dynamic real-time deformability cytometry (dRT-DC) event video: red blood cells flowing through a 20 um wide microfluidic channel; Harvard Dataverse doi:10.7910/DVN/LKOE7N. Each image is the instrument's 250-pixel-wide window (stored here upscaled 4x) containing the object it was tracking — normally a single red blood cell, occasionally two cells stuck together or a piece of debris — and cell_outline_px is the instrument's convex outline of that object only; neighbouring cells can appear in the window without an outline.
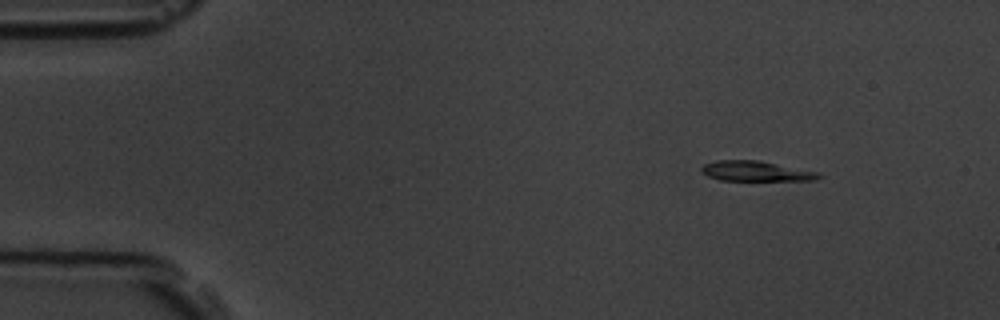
{"species": "common noctule bat (a hibernating species)", "species_latin": "Nyctalus noctula", "temperature_condition": "room temperature", "stored_images_in_passage": 3, "camera_frame_rate_fps": 3000, "um_per_image_px": 0.085, "animal": {"sex": "male", "body_mass_g": 19.5, "forearm_length_mm": 54.6}, "frame": {"image": 1, "passage_image": 1, "time_ms": 0.0, "image_size_px": [1000, 320], "cell_outline_px": [[824, 176], [816, 180], [720, 180], [708, 176], [700, 168], [704, 164], [716, 160], [760, 160], [820, 172]], "centroid_in_image_um": [64.31, 14.54], "position_along_channel_um": 20.7, "area_um2": 13.81}}
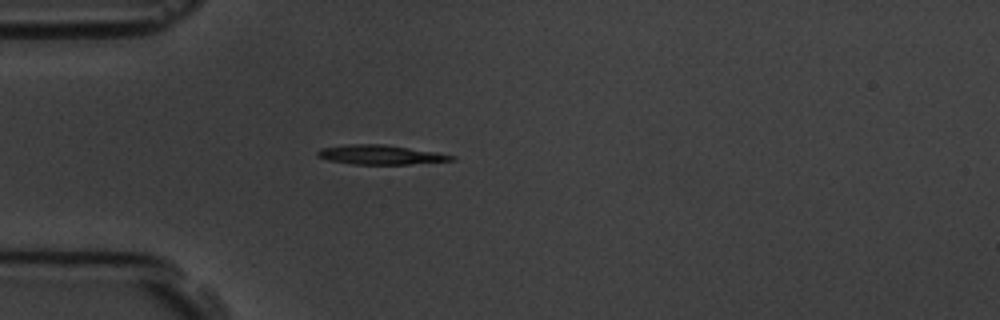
{"frame": {"image": 2, "passage_image": 3, "time_ms": 3.0, "image_size_px": [1000, 320], "cell_outline_px": [[456, 160], [408, 164], [352, 164], [328, 160], [316, 156], [316, 152], [320, 148], [348, 144], [384, 144], [436, 152], [456, 156]], "centroid_in_image_um": [32.31, 13.15], "position_along_channel_um": 52.7, "area_um2": 15.14}}